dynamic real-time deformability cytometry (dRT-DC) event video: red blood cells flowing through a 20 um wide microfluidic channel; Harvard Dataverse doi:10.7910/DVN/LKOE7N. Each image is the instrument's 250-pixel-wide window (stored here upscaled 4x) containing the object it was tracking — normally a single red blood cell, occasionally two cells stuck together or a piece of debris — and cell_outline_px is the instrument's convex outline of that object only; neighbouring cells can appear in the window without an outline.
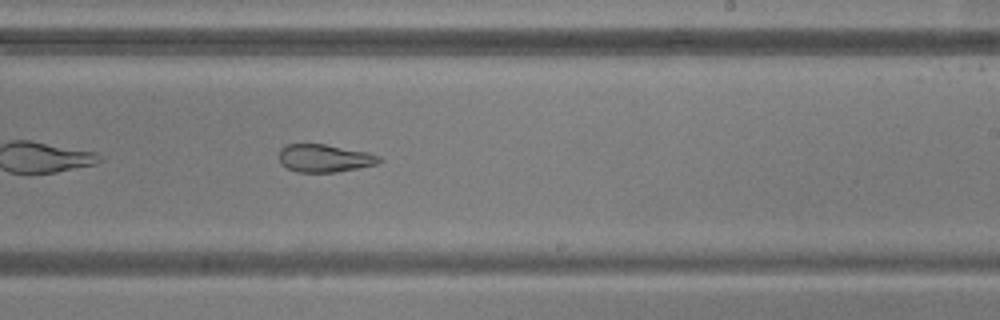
{"species": "common noctule bat (a hibernating species)", "species_latin": "Nyctalus noctula", "temperature_condition": "warm", "stored_images_in_passage": 38, "camera_frame_rate_fps": 3000, "um_per_image_px": 0.085, "animal": {"sex": "male", "body_mass_g": 20.5, "forearm_length_mm": 52.5}, "frame": {"image": 1, "passage_image": 17, "time_ms": 5.333, "image_size_px": [1000, 320], "cell_outline_px": [[384, 160], [376, 164], [336, 172], [296, 172], [280, 164], [280, 148], [288, 144], [324, 144], [368, 152], [380, 156]], "centroid_in_image_um": [27.59, 13.45], "position_along_channel_um": 261.4, "area_um2": 16.18}, "authors_computed_cell_mechanics": {"area_um2": 18.785, "velocity_mm_per_s": 3.8291, "shape_relaxation_time_tau1_ms": null, "shape_relaxation_time_tau2_ms": 3.0658, "deformation_change_tau1": null, "deformation_change_tau2": 0.1209}}